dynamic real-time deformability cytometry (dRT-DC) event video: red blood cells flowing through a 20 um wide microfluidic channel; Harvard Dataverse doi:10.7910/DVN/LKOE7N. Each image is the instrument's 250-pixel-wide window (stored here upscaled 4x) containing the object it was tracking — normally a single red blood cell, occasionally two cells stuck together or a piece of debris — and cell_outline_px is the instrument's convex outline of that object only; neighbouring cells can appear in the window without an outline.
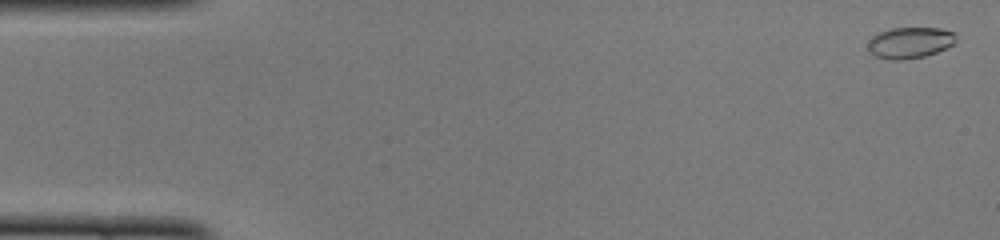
{"species": "common noctule bat (a hibernating species)", "species_latin": "Nyctalus noctula", "temperature_condition": "cold", "stored_images_in_passage": 49, "camera_frame_rate_fps": 3000, "um_per_image_px": 0.085, "animal": {"sex": "female", "body_mass_g": 22.0, "forearm_length_mm": 56.7}, "frame": {"image": 1, "passage_image": 2, "time_ms": 0.333, "image_size_px": [1000, 240], "cell_outline_px": [[956, 40], [952, 44], [936, 52], [924, 56], [904, 60], [888, 60], [876, 56], [868, 52], [868, 40], [872, 36], [880, 32], [892, 28], [940, 28], [956, 32]], "centroid_in_image_um": [77.32, 3.63], "position_along_channel_um": 7.7, "area_um2": 16.07}}
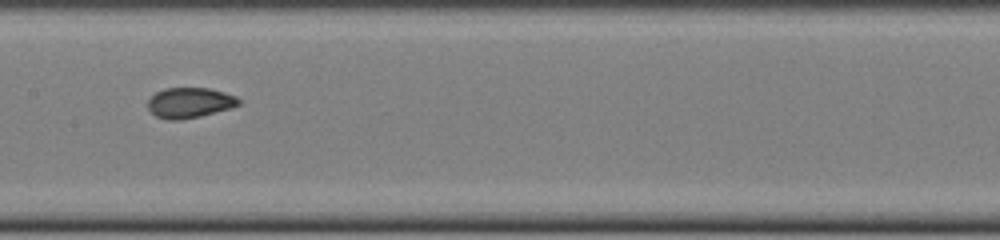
{"frame": {"image": 2, "passage_image": 25, "time_ms": 8.0, "image_size_px": [1000, 240], "cell_outline_px": [[240, 104], [232, 108], [200, 116], [180, 120], [168, 120], [156, 116], [148, 108], [148, 100], [156, 92], [164, 88], [208, 88], [224, 92], [236, 96], [240, 100]], "centroid_in_image_um": [16.13, 8.73], "position_along_channel_um": 191.3, "area_um2": 16.07}}
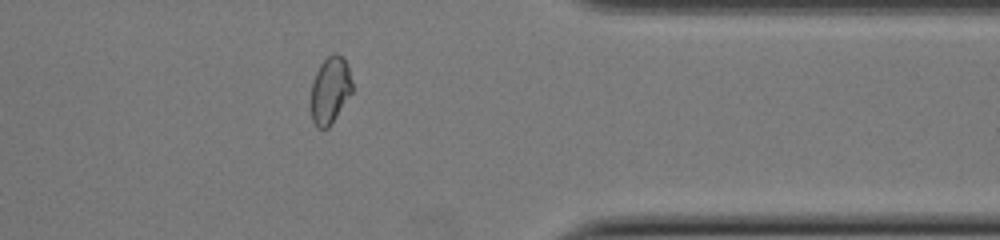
{"frame": {"image": 3, "passage_image": 40, "time_ms": 13.0, "image_size_px": [1000, 240], "cell_outline_px": [[352, 92], [332, 124], [328, 128], [320, 128], [312, 120], [308, 104], [312, 80], [320, 64], [332, 52], [336, 52], [348, 64], [352, 84]], "centroid_in_image_um": [28.02, 7.68], "position_along_channel_um": 383.4, "area_um2": 16.53}}